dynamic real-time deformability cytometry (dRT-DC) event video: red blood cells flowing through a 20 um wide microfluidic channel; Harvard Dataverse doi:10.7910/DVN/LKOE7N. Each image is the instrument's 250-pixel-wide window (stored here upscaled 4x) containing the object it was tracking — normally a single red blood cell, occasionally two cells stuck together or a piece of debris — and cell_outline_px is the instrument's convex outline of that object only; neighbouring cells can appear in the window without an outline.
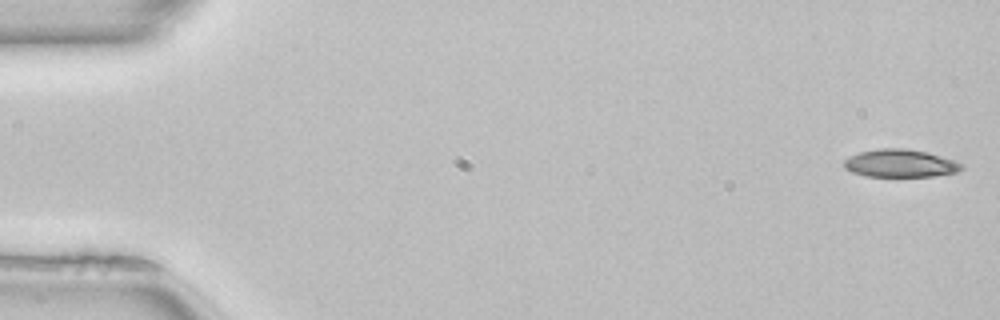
{"species": "common noctule bat (a hibernating species)", "species_latin": "Nyctalus noctula", "temperature_condition": "room temperature", "stored_images_in_passage": 50, "camera_frame_rate_fps": 3000, "um_per_image_px": 0.085, "animal": {"sex": "female", "body_mass_g": 22.7, "forearm_length_mm": 54.2}, "frame": {"image": 1, "passage_image": 1, "time_ms": 0.0, "image_size_px": [1000, 320], "cell_outline_px": [[964, 168], [956, 172], [932, 176], [864, 176], [852, 172], [844, 168], [844, 160], [860, 152], [880, 148], [908, 148], [928, 152], [964, 164]], "centroid_in_image_um": [76.52, 13.88], "position_along_channel_um": 8.5, "area_um2": 18.96}}
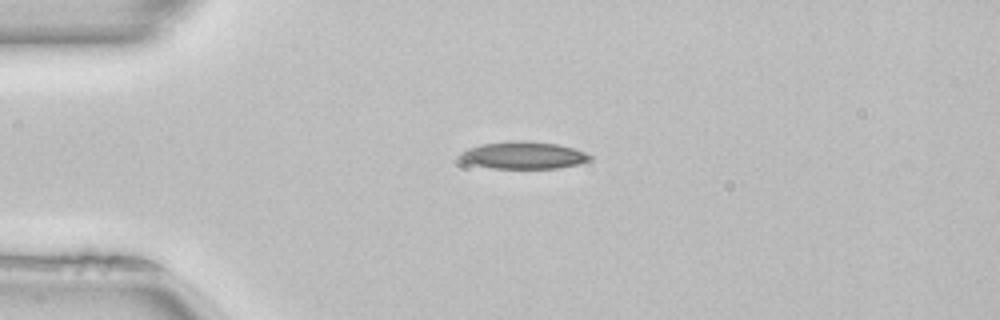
{"frame": {"image": 2, "passage_image": 12, "time_ms": 3.667, "image_size_px": [1000, 320], "cell_outline_px": [[592, 160], [580, 164], [556, 168], [492, 168], [472, 164], [464, 160], [460, 156], [460, 152], [468, 148], [480, 144], [512, 140], [524, 140], [556, 144], [572, 148], [584, 152], [592, 156]], "centroid_in_image_um": [44.52, 13.19], "position_along_channel_um": 40.5, "area_um2": 20.52}}
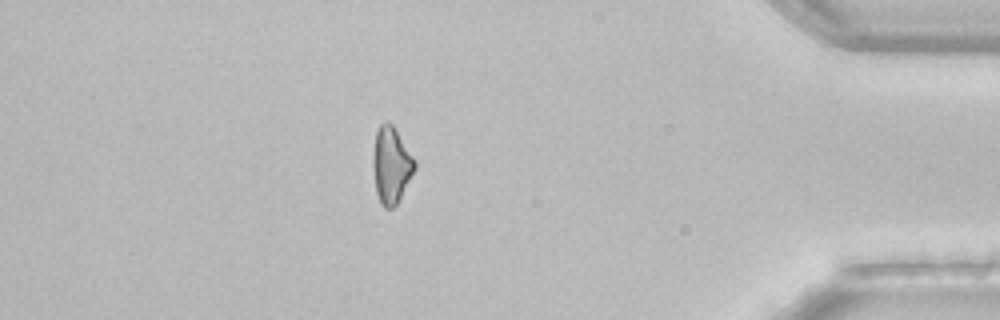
{"frame": {"image": 3, "passage_image": 44, "time_ms": 14.333, "image_size_px": [1000, 320], "cell_outline_px": [[416, 168], [396, 204], [392, 208], [384, 208], [380, 204], [376, 192], [372, 168], [372, 156], [376, 132], [380, 124], [384, 120], [388, 120], [392, 124], [416, 160]], "centroid_in_image_um": [33.23, 14.01], "position_along_channel_um": 402.0, "area_um2": 18.73}, "authors_computed_cell_mechanics": {"area_um2": 19.363, "velocity_mm_per_s": 4.0489, "shape_relaxation_time_tau1_ms": null, "shape_relaxation_time_tau2_ms": 8.7017, "deformation_change_tau1": null, "deformation_change_tau2": 0.2279}}